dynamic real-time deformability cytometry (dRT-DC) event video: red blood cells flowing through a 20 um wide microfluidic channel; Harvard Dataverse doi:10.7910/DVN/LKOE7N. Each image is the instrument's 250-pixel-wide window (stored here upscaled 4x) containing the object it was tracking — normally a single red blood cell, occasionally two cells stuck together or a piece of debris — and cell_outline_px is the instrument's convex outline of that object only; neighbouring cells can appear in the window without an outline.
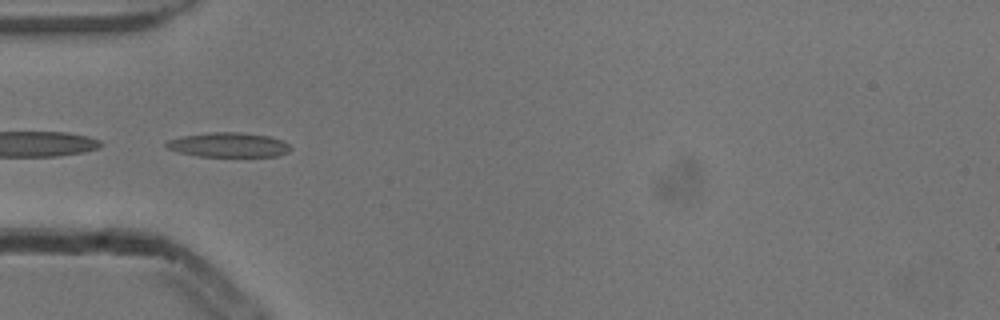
{"species": "common noctule bat (a hibernating species)", "species_latin": "Nyctalus noctula", "temperature_condition": "cold", "stored_images_in_passage": 52, "segment_of_instrument_passage": [2, 2], "camera_frame_rate_fps": 3000, "um_per_image_px": 0.085, "animal": {"sex": "male", "body_mass_g": 13.3}, "frame": {"image": 1, "passage_image": 16, "time_ms": 5.0, "image_size_px": [1000, 320], "cell_outline_px": [[292, 148], [288, 152], [276, 156], [196, 156], [176, 152], [164, 148], [164, 144], [168, 140], [184, 136], [208, 132], [240, 132], [268, 136], [280, 140], [288, 144]], "centroid_in_image_um": [19.36, 12.32], "position_along_channel_um": 65.6, "area_um2": 17.8}}
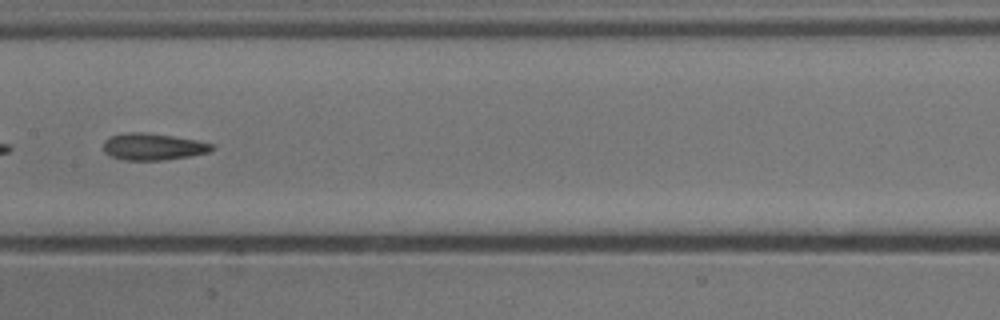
{"frame": {"image": 2, "passage_image": 26, "time_ms": 8.333, "image_size_px": [1000, 320], "cell_outline_px": [[216, 148], [208, 152], [188, 156], [164, 160], [124, 160], [112, 156], [104, 152], [104, 140], [112, 136], [124, 132], [144, 132], [172, 136], [196, 140], [212, 144]], "centroid_in_image_um": [12.99, 12.46], "position_along_channel_um": 194.4, "area_um2": 16.82}}
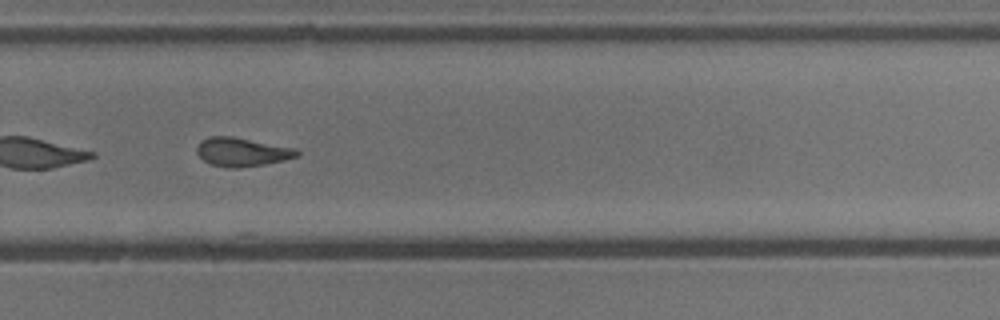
{"frame": {"image": 3, "passage_image": 35, "time_ms": 11.333, "image_size_px": [1000, 320], "cell_outline_px": [[300, 156], [284, 160], [264, 164], [240, 168], [228, 168], [212, 164], [204, 160], [196, 152], [196, 148], [200, 140], [208, 136], [232, 136], [296, 148], [300, 152]], "centroid_in_image_um": [20.57, 12.91], "position_along_channel_um": 309.2, "area_um2": 16.88}}